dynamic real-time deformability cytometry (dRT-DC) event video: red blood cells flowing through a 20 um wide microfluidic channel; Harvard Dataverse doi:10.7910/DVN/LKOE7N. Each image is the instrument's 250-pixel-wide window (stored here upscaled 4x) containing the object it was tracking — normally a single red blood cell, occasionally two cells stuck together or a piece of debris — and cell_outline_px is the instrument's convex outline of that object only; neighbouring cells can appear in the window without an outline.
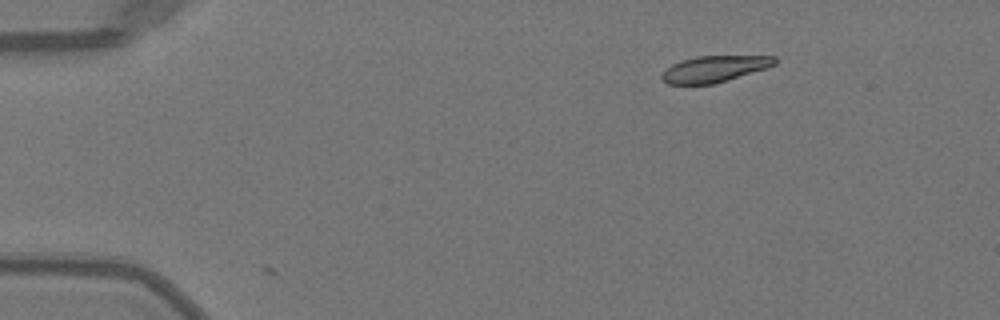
{"species": "Egyptian fruit bat (a non-hibernating species)", "species_latin": "Rousettus aegyptiacus", "temperature_condition": "warm", "stored_images_in_passage": 2, "camera_frame_rate_fps": 3000, "um_per_image_px": 0.085, "animal": {"sex": "female"}, "frame": {"image": 1, "passage_image": 1, "time_ms": 0.0, "image_size_px": [1000, 320], "cell_outline_px": [[776, 64], [768, 68], [712, 84], [668, 84], [660, 80], [660, 76], [672, 64], [696, 56], [776, 56]], "centroid_in_image_um": [60.73, 5.86], "position_along_channel_um": 24.3, "area_um2": 17.17}}